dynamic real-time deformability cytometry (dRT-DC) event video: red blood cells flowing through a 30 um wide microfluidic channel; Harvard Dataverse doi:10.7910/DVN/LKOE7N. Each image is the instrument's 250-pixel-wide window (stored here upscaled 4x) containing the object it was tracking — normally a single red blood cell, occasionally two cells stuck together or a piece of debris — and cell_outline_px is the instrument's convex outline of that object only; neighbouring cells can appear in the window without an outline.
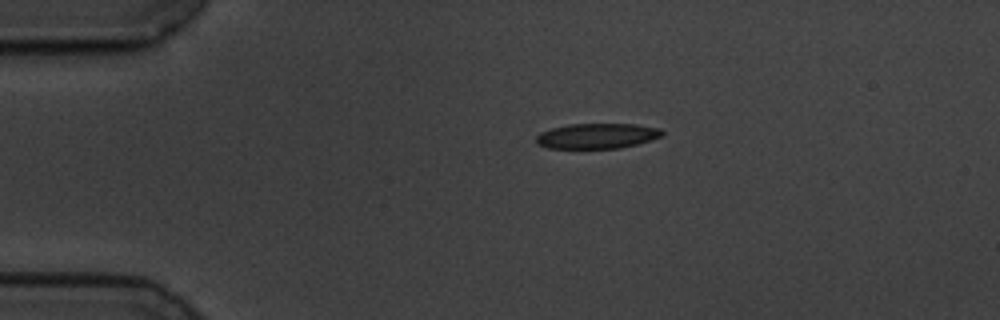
{"species": "common noctule bat (a hibernating species)", "species_latin": "Nyctalus noctula", "temperature_condition": "cold", "stored_images_in_passage": 46, "camera_frame_rate_fps": 3000, "um_per_image_px": 0.085, "animal": {"sex": "male", "body_mass_g": 19.5, "forearm_length_mm": 54.6}, "frame": {"image": 1, "passage_image": 1, "time_ms": 0.0, "image_size_px": [1000, 320], "cell_outline_px": [[664, 132], [660, 136], [636, 144], [620, 148], [548, 148], [536, 144], [536, 136], [540, 132], [552, 128], [568, 124], [636, 124], [660, 128]], "centroid_in_image_um": [50.71, 11.55], "position_along_channel_um": 34.3, "area_um2": 18.44}}
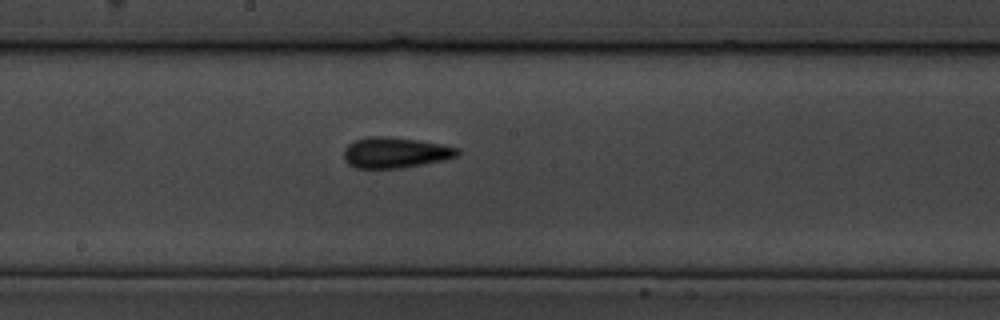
{"frame": {"image": 2, "passage_image": 20, "time_ms": 6.333, "image_size_px": [1000, 320], "cell_outline_px": [[460, 152], [456, 156], [444, 160], [404, 168], [356, 168], [348, 164], [344, 160], [344, 148], [348, 144], [356, 140], [368, 136], [388, 136], [416, 140], [440, 144], [460, 148]], "centroid_in_image_um": [33.58, 12.97], "position_along_channel_um": 214.6, "area_um2": 20.4}}
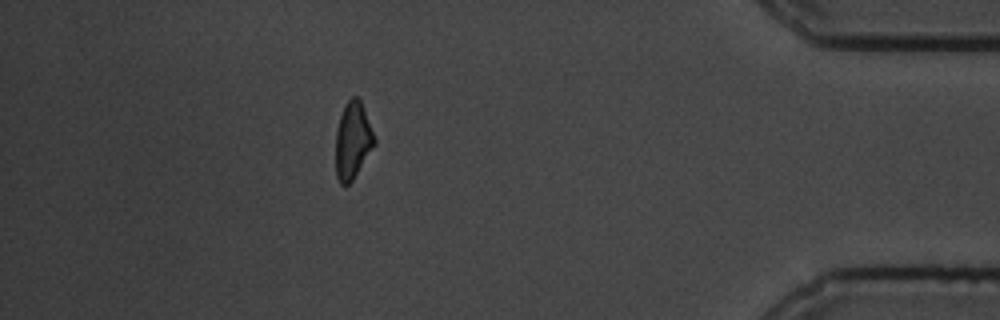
{"frame": {"image": 3, "passage_image": 40, "time_ms": 13.0, "image_size_px": [1000, 320], "cell_outline_px": [[376, 144], [352, 180], [344, 188], [340, 184], [336, 176], [336, 128], [344, 104], [352, 96], [356, 96], [360, 100], [376, 140]], "centroid_in_image_um": [29.97, 11.96], "position_along_channel_um": 405.2, "area_um2": 17.34}, "authors_computed_cell_mechanics": {"area_um2": 18.9873, "velocity_mm_per_s": 3.5216, "shape_relaxation_time_tau1_ms": 3.7872, "shape_relaxation_time_tau2_ms": 4.3055, "deformation_change_tau1": 0.1268, "deformation_change_tau2": 0.1084}}